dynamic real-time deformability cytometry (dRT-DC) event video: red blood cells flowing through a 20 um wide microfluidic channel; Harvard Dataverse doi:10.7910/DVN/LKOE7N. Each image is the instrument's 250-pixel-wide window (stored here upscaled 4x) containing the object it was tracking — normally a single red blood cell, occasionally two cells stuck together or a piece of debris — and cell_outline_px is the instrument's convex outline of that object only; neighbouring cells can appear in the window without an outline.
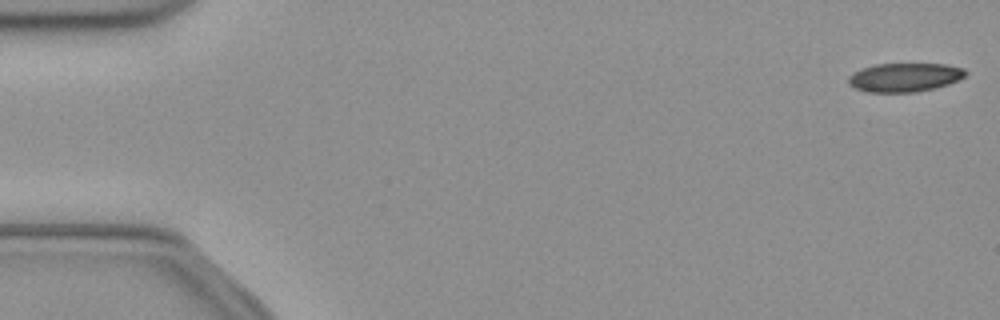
{"species": "common noctule bat (a hibernating species)", "species_latin": "Nyctalus noctula", "temperature_condition": "cold", "stored_images_in_passage": 51, "camera_frame_rate_fps": 3000, "um_per_image_px": 0.085, "animal": {"sex": "female", "body_mass_g": 21.9}, "frame": {"image": 1, "passage_image": 1, "time_ms": 0.0, "image_size_px": [1000, 320], "cell_outline_px": [[968, 72], [964, 76], [948, 84], [936, 88], [916, 92], [868, 92], [856, 88], [848, 84], [848, 76], [864, 68], [876, 64], [944, 64], [964, 68]], "centroid_in_image_um": [76.91, 6.58], "position_along_channel_um": 8.1, "area_um2": 19.48}}
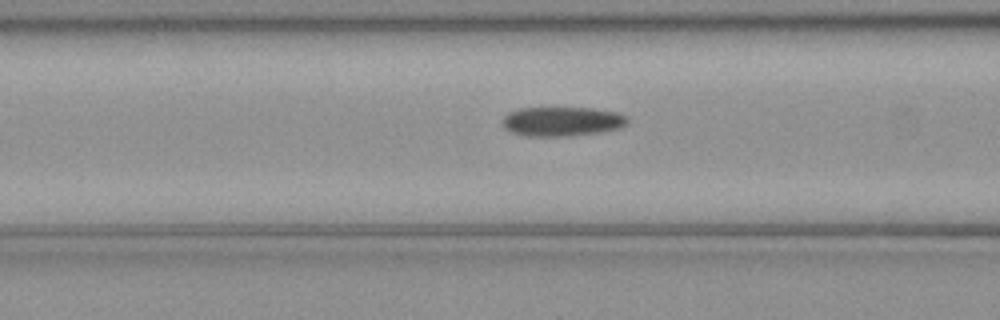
{"frame": {"image": 2, "passage_image": 20, "time_ms": 6.333, "image_size_px": [1000, 320], "cell_outline_px": [[628, 120], [620, 128], [600, 132], [564, 136], [528, 136], [512, 132], [504, 128], [500, 124], [500, 120], [508, 112], [520, 108], [592, 108], [616, 112], [628, 116]], "centroid_in_image_um": [47.72, 10.31], "position_along_channel_um": 118.9, "area_um2": 21.44}}
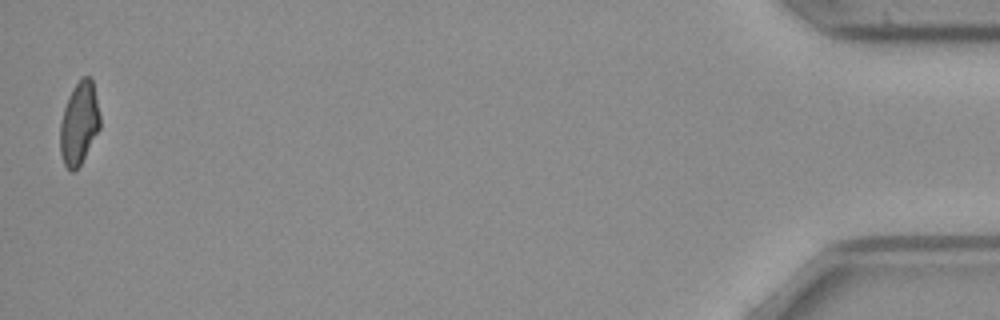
{"frame": {"image": 3, "passage_image": 51, "time_ms": 16.667, "image_size_px": [1000, 320], "cell_outline_px": [[100, 128], [80, 164], [72, 172], [68, 172], [64, 164], [60, 152], [60, 124], [64, 108], [68, 96], [76, 84], [84, 76], [92, 76], [100, 116]], "centroid_in_image_um": [6.72, 10.48], "position_along_channel_um": 428.5, "area_um2": 19.13}}